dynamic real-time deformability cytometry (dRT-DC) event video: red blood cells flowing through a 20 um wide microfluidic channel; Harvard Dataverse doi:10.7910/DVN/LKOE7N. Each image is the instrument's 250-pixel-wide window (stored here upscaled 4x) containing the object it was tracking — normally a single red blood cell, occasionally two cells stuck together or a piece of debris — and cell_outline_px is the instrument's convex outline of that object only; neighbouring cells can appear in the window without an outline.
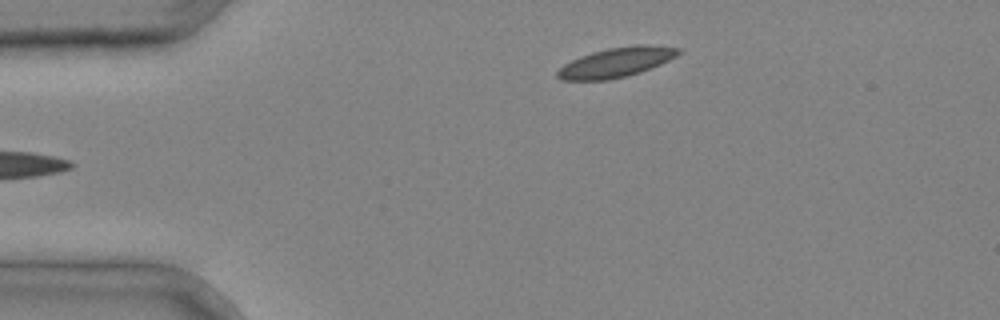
{"species": "common noctule bat (a hibernating species)", "species_latin": "Nyctalus noctula", "temperature_condition": "cold", "stored_images_in_passage": 2, "camera_frame_rate_fps": 3000, "um_per_image_px": 0.085, "animal": {"sex": "male", "body_mass_g": 20.4}, "frame": {"image": 1, "passage_image": 1, "time_ms": 0.0, "image_size_px": [1000, 320], "cell_outline_px": [[684, 48], [676, 56], [660, 64], [640, 72], [608, 80], [564, 80], [556, 76], [556, 72], [564, 64], [580, 56], [592, 52], [608, 48], [636, 44], [644, 44]], "centroid_in_image_um": [52.39, 5.28], "position_along_channel_um": 32.6, "area_um2": 20.81}}